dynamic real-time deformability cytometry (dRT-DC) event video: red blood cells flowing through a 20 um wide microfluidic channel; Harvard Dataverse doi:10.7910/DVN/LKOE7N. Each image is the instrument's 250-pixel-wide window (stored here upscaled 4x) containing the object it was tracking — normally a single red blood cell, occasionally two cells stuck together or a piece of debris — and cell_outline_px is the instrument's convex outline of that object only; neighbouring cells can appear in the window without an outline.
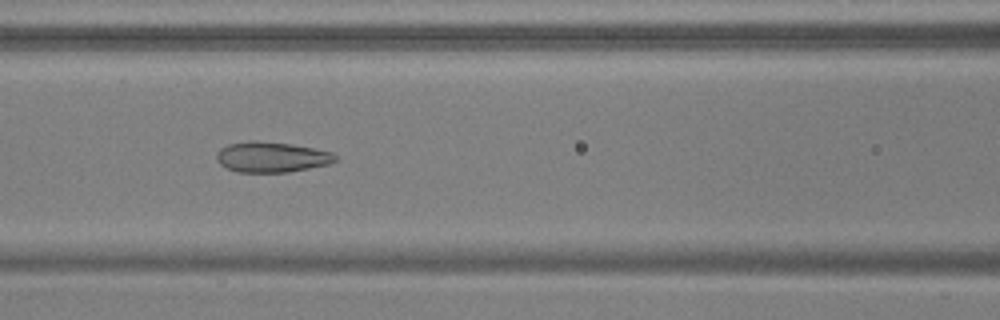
{"species": "common noctule bat (a hibernating species)", "species_latin": "Nyctalus noctula", "temperature_condition": "warm", "stored_images_in_passage": 53, "camera_frame_rate_fps": 3000, "um_per_image_px": 0.085, "animal": {"sex": "male", "body_mass_g": 17.9, "forearm_length_mm": 54.2}, "frame": {"image": 1, "passage_image": 23, "time_ms": 7.333, "image_size_px": [1000, 320], "cell_outline_px": [[336, 160], [328, 164], [288, 172], [236, 172], [220, 164], [216, 160], [216, 152], [220, 148], [228, 144], [248, 140], [252, 140], [288, 144], [312, 148], [332, 152], [336, 156]], "centroid_in_image_um": [23.02, 13.35], "position_along_channel_um": 143.6, "area_um2": 20.92}}
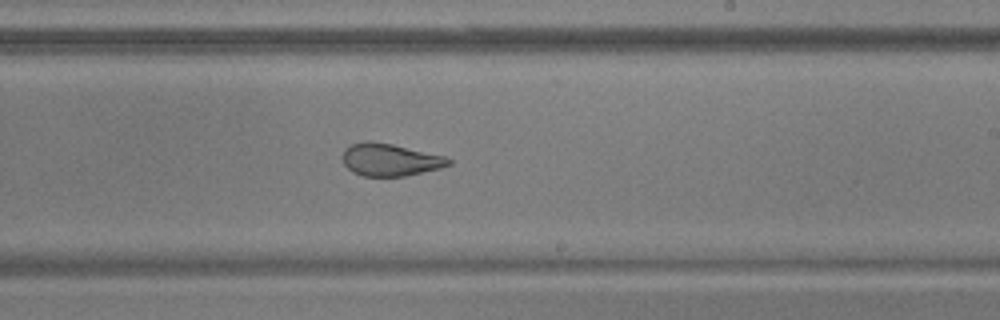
{"frame": {"image": 2, "passage_image": 32, "time_ms": 10.333, "image_size_px": [1000, 320], "cell_outline_px": [[452, 164], [440, 168], [404, 176], [364, 176], [352, 172], [344, 164], [344, 148], [352, 144], [368, 140], [372, 140], [392, 144], [444, 156], [452, 160]], "centroid_in_image_um": [33.15, 13.57], "position_along_channel_um": 255.8, "area_um2": 19.88}}
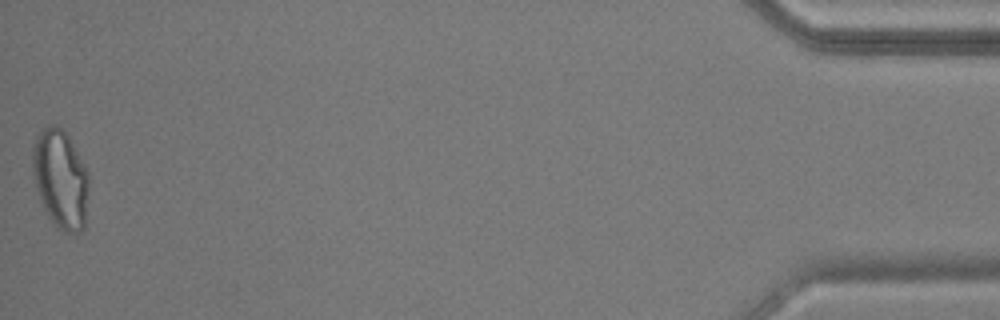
{"frame": {"image": 3, "passage_image": 53, "time_ms": 17.333, "image_size_px": [1000, 320], "cell_outline_px": [[88, 196], [84, 228], [80, 232], [64, 232], [56, 228], [48, 216], [40, 200], [36, 188], [32, 172], [32, 148], [36, 136], [48, 124], [52, 124], [60, 128], [68, 136], [88, 172]], "centroid_in_image_um": [5.13, 15.24], "position_along_channel_um": 430.1, "area_um2": 32.43}, "authors_computed_cell_mechanics": {"area_um2": 25.2586, "velocity_mm_per_s": 3.7507, "shape_relaxation_time_tau1_ms": null, "shape_relaxation_time_tau2_ms": 1.3102, "deformation_change_tau1": null, "deformation_change_tau2": 0.0778}}